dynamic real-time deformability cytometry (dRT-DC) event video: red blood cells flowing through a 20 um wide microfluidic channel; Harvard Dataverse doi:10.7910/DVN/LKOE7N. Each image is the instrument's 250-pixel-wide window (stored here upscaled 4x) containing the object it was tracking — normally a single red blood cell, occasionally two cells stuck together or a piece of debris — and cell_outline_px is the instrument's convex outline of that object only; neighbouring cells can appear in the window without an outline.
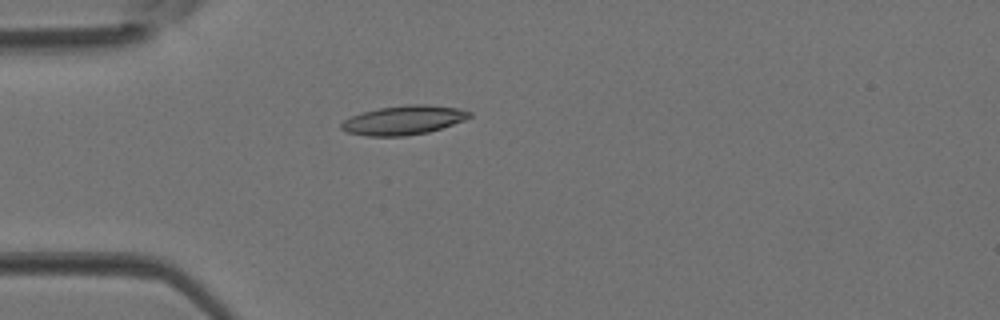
{"species": "Egyptian fruit bat (a non-hibernating species)", "species_latin": "Rousettus aegyptiacus", "temperature_condition": "room temperature", "stored_images_in_passage": 1, "camera_frame_rate_fps": 3000, "um_per_image_px": 0.085, "animal": {"sex": "female"}, "frame": {"image": 1, "passage_image": 1, "time_ms": 0.0, "image_size_px": [1000, 320], "cell_outline_px": [[472, 116], [464, 120], [428, 132], [404, 136], [368, 136], [344, 132], [340, 128], [340, 124], [344, 120], [352, 116], [364, 112], [380, 108], [408, 104], [428, 104], [460, 108], [472, 112]], "centroid_in_image_um": [34.31, 10.21], "position_along_channel_um": 50.7, "area_um2": 21.73}}